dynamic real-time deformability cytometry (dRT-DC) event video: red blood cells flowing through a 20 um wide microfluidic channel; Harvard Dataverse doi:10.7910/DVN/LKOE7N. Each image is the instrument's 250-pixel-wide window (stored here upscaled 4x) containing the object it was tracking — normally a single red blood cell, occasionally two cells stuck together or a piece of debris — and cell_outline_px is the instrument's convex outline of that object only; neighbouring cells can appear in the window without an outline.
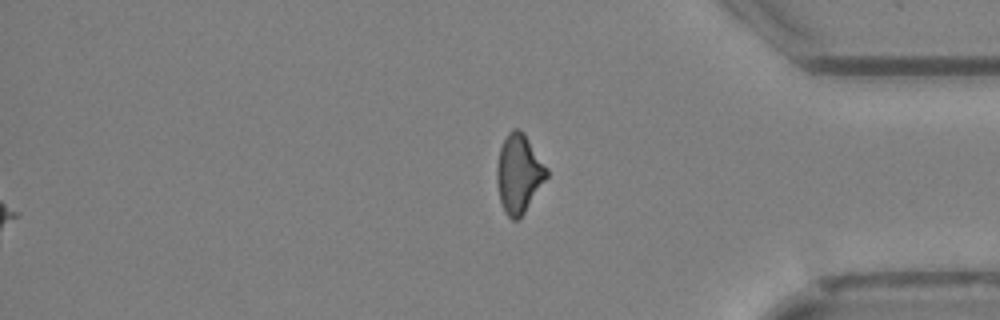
{"species": "Egyptian fruit bat (a non-hibernating species)", "species_latin": "Rousettus aegyptiacus", "temperature_condition": "cold", "stored_images_in_passage": 51, "segment_of_instrument_passage": [2, 2], "camera_frame_rate_fps": 3000, "um_per_image_px": 0.085, "animal": {"sex": "female"}, "frame": {"image": 1, "passage_image": 51, "time_ms": 16.667, "image_size_px": [1000, 320], "cell_outline_px": [[548, 176], [524, 212], [516, 220], [512, 220], [504, 212], [500, 200], [496, 180], [496, 168], [500, 148], [508, 132], [512, 128], [520, 128], [524, 132], [548, 168]], "centroid_in_image_um": [44.1, 14.72], "position_along_channel_um": 391.1, "area_um2": 22.83}}